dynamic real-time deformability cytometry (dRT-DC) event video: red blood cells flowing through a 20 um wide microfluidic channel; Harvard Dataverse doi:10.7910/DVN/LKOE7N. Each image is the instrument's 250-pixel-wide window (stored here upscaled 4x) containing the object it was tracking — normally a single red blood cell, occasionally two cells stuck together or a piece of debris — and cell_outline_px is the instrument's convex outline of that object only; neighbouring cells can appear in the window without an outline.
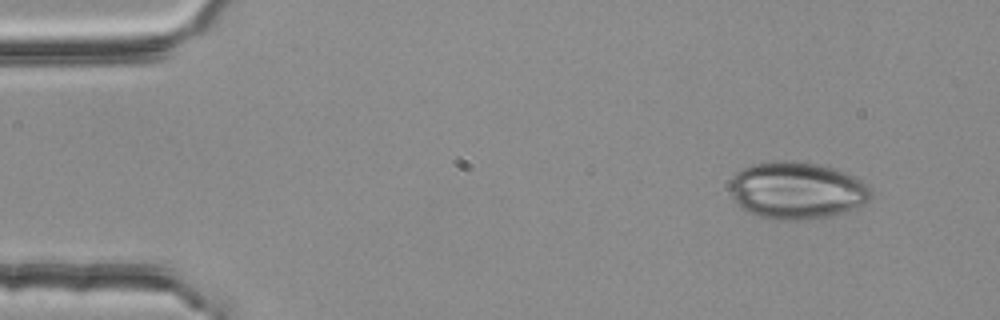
{"species": "common noctule bat (a hibernating species)", "species_latin": "Nyctalus noctula", "temperature_condition": "room temperature", "stored_images_in_passage": 3, "camera_frame_rate_fps": 3000, "um_per_image_px": 0.085, "animal": {"sex": "female", "body_mass_g": 25.1}, "frame": {"image": 1, "passage_image": 1, "time_ms": 0.0, "image_size_px": [1000, 320], "cell_outline_px": [[872, 196], [868, 200], [852, 208], [828, 216], [804, 220], [768, 220], [748, 212], [732, 196], [728, 184], [732, 176], [740, 168], [752, 164], [776, 160], [796, 160], [816, 164], [832, 168], [844, 172], [860, 180], [872, 192]], "centroid_in_image_um": [67.65, 16.17], "position_along_channel_um": 17.4, "area_um2": 46.82}}